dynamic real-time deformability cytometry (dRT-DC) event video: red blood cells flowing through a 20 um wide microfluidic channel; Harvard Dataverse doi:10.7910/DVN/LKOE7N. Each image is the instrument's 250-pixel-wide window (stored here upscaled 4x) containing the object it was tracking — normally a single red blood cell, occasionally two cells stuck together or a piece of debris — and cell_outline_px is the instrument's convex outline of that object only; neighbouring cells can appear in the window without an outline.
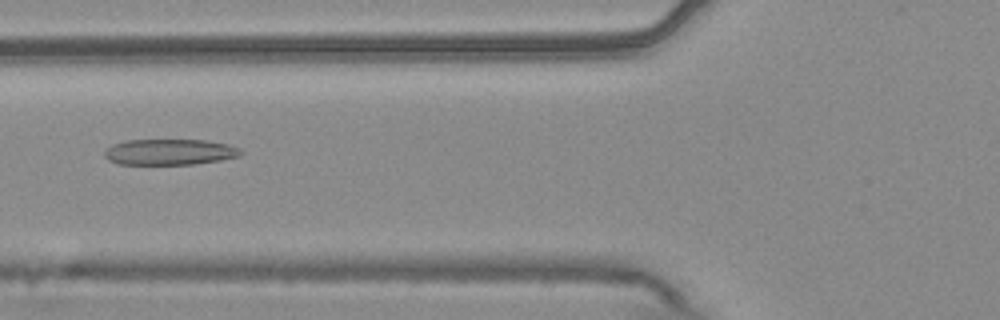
{"species": "common noctule bat (a hibernating species)", "species_latin": "Nyctalus noctula", "temperature_condition": "warm", "stored_images_in_passage": 54, "camera_frame_rate_fps": 3000, "um_per_image_px": 0.085, "animal": {"sex": "male", "body_mass_g": 20.4}, "frame": {"image": 1, "passage_image": 21, "time_ms": 6.667, "image_size_px": [1000, 320], "cell_outline_px": [[244, 152], [240, 156], [220, 160], [196, 164], [116, 164], [108, 160], [104, 156], [104, 152], [112, 144], [124, 140], [204, 140], [228, 144], [240, 148]], "centroid_in_image_um": [14.42, 12.92], "position_along_channel_um": 111.4, "area_um2": 20.69}}
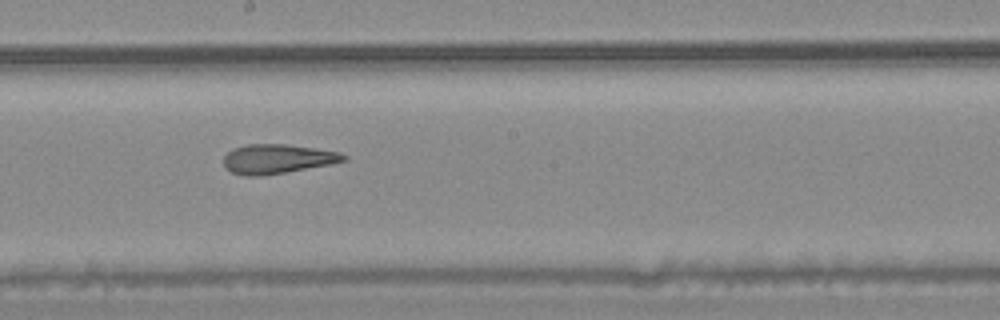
{"frame": {"image": 2, "passage_image": 30, "time_ms": 9.667, "image_size_px": [1000, 320], "cell_outline_px": [[348, 160], [332, 164], [260, 176], [244, 176], [232, 172], [224, 168], [224, 156], [232, 148], [248, 144], [284, 144], [316, 148], [340, 152], [348, 156]], "centroid_in_image_um": [23.58, 13.5], "position_along_channel_um": 224.6, "area_um2": 20.63}}
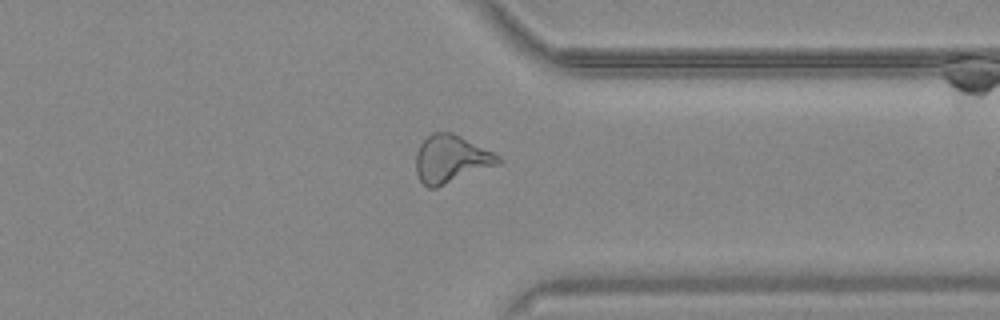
{"frame": {"image": 3, "passage_image": 42, "time_ms": 13.667, "image_size_px": [1000, 320], "cell_outline_px": [[504, 160], [500, 164], [436, 188], [428, 188], [420, 180], [416, 172], [416, 152], [420, 144], [432, 132], [452, 132], [500, 156]], "centroid_in_image_um": [38.34, 13.53], "position_along_channel_um": 373.1, "area_um2": 22.83}, "authors_computed_cell_mechanics": {"area_um2": 23.2934, "velocity_mm_per_s": 3.765, "shape_relaxation_time_tau1_ms": null, "shape_relaxation_time_tau2_ms": 2.9128, "deformation_change_tau1": null, "deformation_change_tau2": 0.1428}}